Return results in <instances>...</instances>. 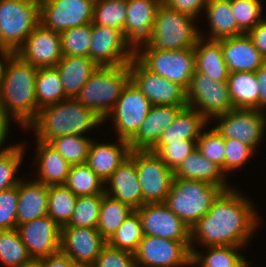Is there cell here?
<instances>
[{"label":"cell","instance_id":"cell-1","mask_svg":"<svg viewBox=\"0 0 266 267\" xmlns=\"http://www.w3.org/2000/svg\"><path fill=\"white\" fill-rule=\"evenodd\" d=\"M253 208L251 202L232 187L222 191L208 213L190 228L191 251H195L192 244L197 239L205 247L246 245L259 223Z\"/></svg>","mask_w":266,"mask_h":267},{"label":"cell","instance_id":"cell-2","mask_svg":"<svg viewBox=\"0 0 266 267\" xmlns=\"http://www.w3.org/2000/svg\"><path fill=\"white\" fill-rule=\"evenodd\" d=\"M104 121L94 110L85 107L75 98H67L45 106L26 126L33 128L37 140L49 142L63 135H83Z\"/></svg>","mask_w":266,"mask_h":267},{"label":"cell","instance_id":"cell-3","mask_svg":"<svg viewBox=\"0 0 266 267\" xmlns=\"http://www.w3.org/2000/svg\"><path fill=\"white\" fill-rule=\"evenodd\" d=\"M38 68L16 53L9 59L0 89V105L24 129L36 117L39 107L35 95Z\"/></svg>","mask_w":266,"mask_h":267},{"label":"cell","instance_id":"cell-4","mask_svg":"<svg viewBox=\"0 0 266 267\" xmlns=\"http://www.w3.org/2000/svg\"><path fill=\"white\" fill-rule=\"evenodd\" d=\"M194 20L195 17L175 11L162 2L156 11L151 34L145 42L140 43L135 48L161 50L194 48L202 38L199 34L201 32L193 24Z\"/></svg>","mask_w":266,"mask_h":267},{"label":"cell","instance_id":"cell-5","mask_svg":"<svg viewBox=\"0 0 266 267\" xmlns=\"http://www.w3.org/2000/svg\"><path fill=\"white\" fill-rule=\"evenodd\" d=\"M130 81L131 75L128 64L99 66L75 99L106 120V116L114 108L115 103Z\"/></svg>","mask_w":266,"mask_h":267},{"label":"cell","instance_id":"cell-6","mask_svg":"<svg viewBox=\"0 0 266 267\" xmlns=\"http://www.w3.org/2000/svg\"><path fill=\"white\" fill-rule=\"evenodd\" d=\"M222 191L219 186L206 181L173 178L164 204L191 228L208 213Z\"/></svg>","mask_w":266,"mask_h":267},{"label":"cell","instance_id":"cell-7","mask_svg":"<svg viewBox=\"0 0 266 267\" xmlns=\"http://www.w3.org/2000/svg\"><path fill=\"white\" fill-rule=\"evenodd\" d=\"M40 24V0H0V48L16 51Z\"/></svg>","mask_w":266,"mask_h":267},{"label":"cell","instance_id":"cell-8","mask_svg":"<svg viewBox=\"0 0 266 267\" xmlns=\"http://www.w3.org/2000/svg\"><path fill=\"white\" fill-rule=\"evenodd\" d=\"M135 48L134 57L150 72L188 89L196 71L194 48L161 50ZM141 51V52H140Z\"/></svg>","mask_w":266,"mask_h":267},{"label":"cell","instance_id":"cell-9","mask_svg":"<svg viewBox=\"0 0 266 267\" xmlns=\"http://www.w3.org/2000/svg\"><path fill=\"white\" fill-rule=\"evenodd\" d=\"M129 156L134 160L142 193V205L164 203L170 192L174 171L151 151L131 150Z\"/></svg>","mask_w":266,"mask_h":267},{"label":"cell","instance_id":"cell-10","mask_svg":"<svg viewBox=\"0 0 266 267\" xmlns=\"http://www.w3.org/2000/svg\"><path fill=\"white\" fill-rule=\"evenodd\" d=\"M137 267H183L192 265L190 241L144 235L134 253Z\"/></svg>","mask_w":266,"mask_h":267},{"label":"cell","instance_id":"cell-11","mask_svg":"<svg viewBox=\"0 0 266 267\" xmlns=\"http://www.w3.org/2000/svg\"><path fill=\"white\" fill-rule=\"evenodd\" d=\"M186 101L189 107L197 110L208 121L234 109L227 82H216L200 72H195L191 77Z\"/></svg>","mask_w":266,"mask_h":267},{"label":"cell","instance_id":"cell-12","mask_svg":"<svg viewBox=\"0 0 266 267\" xmlns=\"http://www.w3.org/2000/svg\"><path fill=\"white\" fill-rule=\"evenodd\" d=\"M152 106L147 97L130 81L106 118L112 117L118 139L129 141L139 130Z\"/></svg>","mask_w":266,"mask_h":267},{"label":"cell","instance_id":"cell-13","mask_svg":"<svg viewBox=\"0 0 266 267\" xmlns=\"http://www.w3.org/2000/svg\"><path fill=\"white\" fill-rule=\"evenodd\" d=\"M95 0H40V24L62 33L92 23Z\"/></svg>","mask_w":266,"mask_h":267},{"label":"cell","instance_id":"cell-14","mask_svg":"<svg viewBox=\"0 0 266 267\" xmlns=\"http://www.w3.org/2000/svg\"><path fill=\"white\" fill-rule=\"evenodd\" d=\"M134 52L135 48L120 30L92 23L88 57L98 66L129 64L134 58Z\"/></svg>","mask_w":266,"mask_h":267},{"label":"cell","instance_id":"cell-15","mask_svg":"<svg viewBox=\"0 0 266 267\" xmlns=\"http://www.w3.org/2000/svg\"><path fill=\"white\" fill-rule=\"evenodd\" d=\"M256 109H231L215 116L219 119L214 129L224 139H237L251 146L254 150L264 136L266 113Z\"/></svg>","mask_w":266,"mask_h":267},{"label":"cell","instance_id":"cell-16","mask_svg":"<svg viewBox=\"0 0 266 267\" xmlns=\"http://www.w3.org/2000/svg\"><path fill=\"white\" fill-rule=\"evenodd\" d=\"M128 66L131 81L152 105H188L186 90L179 84L150 72L135 57Z\"/></svg>","mask_w":266,"mask_h":267},{"label":"cell","instance_id":"cell-17","mask_svg":"<svg viewBox=\"0 0 266 267\" xmlns=\"http://www.w3.org/2000/svg\"><path fill=\"white\" fill-rule=\"evenodd\" d=\"M144 235L190 241V228L164 203H146L135 209Z\"/></svg>","mask_w":266,"mask_h":267},{"label":"cell","instance_id":"cell-18","mask_svg":"<svg viewBox=\"0 0 266 267\" xmlns=\"http://www.w3.org/2000/svg\"><path fill=\"white\" fill-rule=\"evenodd\" d=\"M106 244L97 228L61 227L60 251L76 265H93Z\"/></svg>","mask_w":266,"mask_h":267},{"label":"cell","instance_id":"cell-19","mask_svg":"<svg viewBox=\"0 0 266 267\" xmlns=\"http://www.w3.org/2000/svg\"><path fill=\"white\" fill-rule=\"evenodd\" d=\"M32 259H42L60 251L61 227L49 216L17 226Z\"/></svg>","mask_w":266,"mask_h":267},{"label":"cell","instance_id":"cell-20","mask_svg":"<svg viewBox=\"0 0 266 267\" xmlns=\"http://www.w3.org/2000/svg\"><path fill=\"white\" fill-rule=\"evenodd\" d=\"M16 54L37 68L55 67L63 57L61 35L39 24L29 34Z\"/></svg>","mask_w":266,"mask_h":267},{"label":"cell","instance_id":"cell-21","mask_svg":"<svg viewBox=\"0 0 266 267\" xmlns=\"http://www.w3.org/2000/svg\"><path fill=\"white\" fill-rule=\"evenodd\" d=\"M186 106L188 105H153L137 133L128 141L130 150L150 151Z\"/></svg>","mask_w":266,"mask_h":267},{"label":"cell","instance_id":"cell-22","mask_svg":"<svg viewBox=\"0 0 266 267\" xmlns=\"http://www.w3.org/2000/svg\"><path fill=\"white\" fill-rule=\"evenodd\" d=\"M229 72H255L266 62L247 34L218 40Z\"/></svg>","mask_w":266,"mask_h":267},{"label":"cell","instance_id":"cell-23","mask_svg":"<svg viewBox=\"0 0 266 267\" xmlns=\"http://www.w3.org/2000/svg\"><path fill=\"white\" fill-rule=\"evenodd\" d=\"M127 17L123 35L135 48L151 34L156 11L162 0H126Z\"/></svg>","mask_w":266,"mask_h":267},{"label":"cell","instance_id":"cell-24","mask_svg":"<svg viewBox=\"0 0 266 267\" xmlns=\"http://www.w3.org/2000/svg\"><path fill=\"white\" fill-rule=\"evenodd\" d=\"M109 184L105 194L112 198L128 204L132 209L142 206L141 186L136 171L134 160L128 156L120 166L105 181Z\"/></svg>","mask_w":266,"mask_h":267},{"label":"cell","instance_id":"cell-25","mask_svg":"<svg viewBox=\"0 0 266 267\" xmlns=\"http://www.w3.org/2000/svg\"><path fill=\"white\" fill-rule=\"evenodd\" d=\"M92 140L87 157V164L100 179L105 181L129 156L130 148L126 140L119 138V143H95Z\"/></svg>","mask_w":266,"mask_h":267},{"label":"cell","instance_id":"cell-26","mask_svg":"<svg viewBox=\"0 0 266 267\" xmlns=\"http://www.w3.org/2000/svg\"><path fill=\"white\" fill-rule=\"evenodd\" d=\"M48 189L37 179L19 182L17 226L48 215Z\"/></svg>","mask_w":266,"mask_h":267},{"label":"cell","instance_id":"cell-27","mask_svg":"<svg viewBox=\"0 0 266 267\" xmlns=\"http://www.w3.org/2000/svg\"><path fill=\"white\" fill-rule=\"evenodd\" d=\"M209 121L192 107H184L175 121L162 133L156 145L150 150L155 153L162 145L183 140H198L205 125Z\"/></svg>","mask_w":266,"mask_h":267},{"label":"cell","instance_id":"cell-28","mask_svg":"<svg viewBox=\"0 0 266 267\" xmlns=\"http://www.w3.org/2000/svg\"><path fill=\"white\" fill-rule=\"evenodd\" d=\"M55 67L59 72L65 95L75 98L99 66L86 56L63 55Z\"/></svg>","mask_w":266,"mask_h":267},{"label":"cell","instance_id":"cell-29","mask_svg":"<svg viewBox=\"0 0 266 267\" xmlns=\"http://www.w3.org/2000/svg\"><path fill=\"white\" fill-rule=\"evenodd\" d=\"M224 175L219 166L204 157L197 149L174 170V178L206 181L219 186L223 191L230 189Z\"/></svg>","mask_w":266,"mask_h":267},{"label":"cell","instance_id":"cell-30","mask_svg":"<svg viewBox=\"0 0 266 267\" xmlns=\"http://www.w3.org/2000/svg\"><path fill=\"white\" fill-rule=\"evenodd\" d=\"M205 41L202 36L194 47L195 72L208 75L216 82H227L230 72L224 61L221 43L218 40Z\"/></svg>","mask_w":266,"mask_h":267},{"label":"cell","instance_id":"cell-31","mask_svg":"<svg viewBox=\"0 0 266 267\" xmlns=\"http://www.w3.org/2000/svg\"><path fill=\"white\" fill-rule=\"evenodd\" d=\"M37 181L47 185H65L71 165L48 143L37 140Z\"/></svg>","mask_w":266,"mask_h":267},{"label":"cell","instance_id":"cell-32","mask_svg":"<svg viewBox=\"0 0 266 267\" xmlns=\"http://www.w3.org/2000/svg\"><path fill=\"white\" fill-rule=\"evenodd\" d=\"M227 85L234 108L259 110L260 85L255 72L230 73Z\"/></svg>","mask_w":266,"mask_h":267},{"label":"cell","instance_id":"cell-33","mask_svg":"<svg viewBox=\"0 0 266 267\" xmlns=\"http://www.w3.org/2000/svg\"><path fill=\"white\" fill-rule=\"evenodd\" d=\"M210 23L209 40H220L244 34L237 25L229 0H209L204 8Z\"/></svg>","mask_w":266,"mask_h":267},{"label":"cell","instance_id":"cell-34","mask_svg":"<svg viewBox=\"0 0 266 267\" xmlns=\"http://www.w3.org/2000/svg\"><path fill=\"white\" fill-rule=\"evenodd\" d=\"M35 95L40 109L68 98L56 67L38 68L35 79Z\"/></svg>","mask_w":266,"mask_h":267},{"label":"cell","instance_id":"cell-35","mask_svg":"<svg viewBox=\"0 0 266 267\" xmlns=\"http://www.w3.org/2000/svg\"><path fill=\"white\" fill-rule=\"evenodd\" d=\"M133 211L134 209L128 204L104 194L96 228L102 237L108 241Z\"/></svg>","mask_w":266,"mask_h":267},{"label":"cell","instance_id":"cell-36","mask_svg":"<svg viewBox=\"0 0 266 267\" xmlns=\"http://www.w3.org/2000/svg\"><path fill=\"white\" fill-rule=\"evenodd\" d=\"M207 255L199 253V251L192 252V265L198 264L201 267H248L249 262H246L244 256L237 251L236 246H207Z\"/></svg>","mask_w":266,"mask_h":267},{"label":"cell","instance_id":"cell-37","mask_svg":"<svg viewBox=\"0 0 266 267\" xmlns=\"http://www.w3.org/2000/svg\"><path fill=\"white\" fill-rule=\"evenodd\" d=\"M105 183L87 163L71 165L65 186L76 196L104 195ZM103 185V186H102Z\"/></svg>","mask_w":266,"mask_h":267},{"label":"cell","instance_id":"cell-38","mask_svg":"<svg viewBox=\"0 0 266 267\" xmlns=\"http://www.w3.org/2000/svg\"><path fill=\"white\" fill-rule=\"evenodd\" d=\"M77 197L65 185H51L48 189V215L60 226L68 224Z\"/></svg>","mask_w":266,"mask_h":267},{"label":"cell","instance_id":"cell-39","mask_svg":"<svg viewBox=\"0 0 266 267\" xmlns=\"http://www.w3.org/2000/svg\"><path fill=\"white\" fill-rule=\"evenodd\" d=\"M144 233L138 213L134 210L110 237L107 243L120 250L135 253Z\"/></svg>","mask_w":266,"mask_h":267},{"label":"cell","instance_id":"cell-40","mask_svg":"<svg viewBox=\"0 0 266 267\" xmlns=\"http://www.w3.org/2000/svg\"><path fill=\"white\" fill-rule=\"evenodd\" d=\"M31 259L17 229L0 230V260L6 267H20Z\"/></svg>","mask_w":266,"mask_h":267},{"label":"cell","instance_id":"cell-41","mask_svg":"<svg viewBox=\"0 0 266 267\" xmlns=\"http://www.w3.org/2000/svg\"><path fill=\"white\" fill-rule=\"evenodd\" d=\"M92 140L84 135H63L55 137L48 143L70 164L87 162Z\"/></svg>","mask_w":266,"mask_h":267},{"label":"cell","instance_id":"cell-42","mask_svg":"<svg viewBox=\"0 0 266 267\" xmlns=\"http://www.w3.org/2000/svg\"><path fill=\"white\" fill-rule=\"evenodd\" d=\"M126 17V0H95L93 24L118 29L123 33Z\"/></svg>","mask_w":266,"mask_h":267},{"label":"cell","instance_id":"cell-43","mask_svg":"<svg viewBox=\"0 0 266 267\" xmlns=\"http://www.w3.org/2000/svg\"><path fill=\"white\" fill-rule=\"evenodd\" d=\"M103 195L78 196L74 212L65 226L96 228Z\"/></svg>","mask_w":266,"mask_h":267},{"label":"cell","instance_id":"cell-44","mask_svg":"<svg viewBox=\"0 0 266 267\" xmlns=\"http://www.w3.org/2000/svg\"><path fill=\"white\" fill-rule=\"evenodd\" d=\"M92 23L67 29L61 35V50L63 55H89L91 43Z\"/></svg>","mask_w":266,"mask_h":267},{"label":"cell","instance_id":"cell-45","mask_svg":"<svg viewBox=\"0 0 266 267\" xmlns=\"http://www.w3.org/2000/svg\"><path fill=\"white\" fill-rule=\"evenodd\" d=\"M24 150L22 144H16L0 154V191L17 186L21 181L15 175L22 162Z\"/></svg>","mask_w":266,"mask_h":267},{"label":"cell","instance_id":"cell-46","mask_svg":"<svg viewBox=\"0 0 266 267\" xmlns=\"http://www.w3.org/2000/svg\"><path fill=\"white\" fill-rule=\"evenodd\" d=\"M231 8L238 28L245 34L264 19L261 0H231Z\"/></svg>","mask_w":266,"mask_h":267},{"label":"cell","instance_id":"cell-47","mask_svg":"<svg viewBox=\"0 0 266 267\" xmlns=\"http://www.w3.org/2000/svg\"><path fill=\"white\" fill-rule=\"evenodd\" d=\"M197 150L208 160L219 166L224 173V138L214 129L202 132L197 140Z\"/></svg>","mask_w":266,"mask_h":267},{"label":"cell","instance_id":"cell-48","mask_svg":"<svg viewBox=\"0 0 266 267\" xmlns=\"http://www.w3.org/2000/svg\"><path fill=\"white\" fill-rule=\"evenodd\" d=\"M197 149V140H183L162 145L155 154L173 171L182 161Z\"/></svg>","mask_w":266,"mask_h":267},{"label":"cell","instance_id":"cell-49","mask_svg":"<svg viewBox=\"0 0 266 267\" xmlns=\"http://www.w3.org/2000/svg\"><path fill=\"white\" fill-rule=\"evenodd\" d=\"M18 185L0 191V230L17 229Z\"/></svg>","mask_w":266,"mask_h":267},{"label":"cell","instance_id":"cell-50","mask_svg":"<svg viewBox=\"0 0 266 267\" xmlns=\"http://www.w3.org/2000/svg\"><path fill=\"white\" fill-rule=\"evenodd\" d=\"M225 158H224V174L227 171H234L242 167L247 160L254 154V149L237 139H224Z\"/></svg>","mask_w":266,"mask_h":267},{"label":"cell","instance_id":"cell-51","mask_svg":"<svg viewBox=\"0 0 266 267\" xmlns=\"http://www.w3.org/2000/svg\"><path fill=\"white\" fill-rule=\"evenodd\" d=\"M93 267H137L134 253L120 250L108 243L97 256Z\"/></svg>","mask_w":266,"mask_h":267},{"label":"cell","instance_id":"cell-52","mask_svg":"<svg viewBox=\"0 0 266 267\" xmlns=\"http://www.w3.org/2000/svg\"><path fill=\"white\" fill-rule=\"evenodd\" d=\"M209 0H162L168 7L195 17L205 8Z\"/></svg>","mask_w":266,"mask_h":267},{"label":"cell","instance_id":"cell-53","mask_svg":"<svg viewBox=\"0 0 266 267\" xmlns=\"http://www.w3.org/2000/svg\"><path fill=\"white\" fill-rule=\"evenodd\" d=\"M257 50L266 58V19L260 21L247 33Z\"/></svg>","mask_w":266,"mask_h":267},{"label":"cell","instance_id":"cell-54","mask_svg":"<svg viewBox=\"0 0 266 267\" xmlns=\"http://www.w3.org/2000/svg\"><path fill=\"white\" fill-rule=\"evenodd\" d=\"M73 260L61 251L42 258V267H77Z\"/></svg>","mask_w":266,"mask_h":267},{"label":"cell","instance_id":"cell-55","mask_svg":"<svg viewBox=\"0 0 266 267\" xmlns=\"http://www.w3.org/2000/svg\"><path fill=\"white\" fill-rule=\"evenodd\" d=\"M255 76L260 85L259 90V111H263L266 106V62L261 65L256 71Z\"/></svg>","mask_w":266,"mask_h":267},{"label":"cell","instance_id":"cell-56","mask_svg":"<svg viewBox=\"0 0 266 267\" xmlns=\"http://www.w3.org/2000/svg\"><path fill=\"white\" fill-rule=\"evenodd\" d=\"M10 114L7 112V110L0 105V148L2 144L4 143V140H6V137L9 133V116ZM16 145H10L9 147H6L2 150H0V154L3 152L13 148Z\"/></svg>","mask_w":266,"mask_h":267},{"label":"cell","instance_id":"cell-57","mask_svg":"<svg viewBox=\"0 0 266 267\" xmlns=\"http://www.w3.org/2000/svg\"><path fill=\"white\" fill-rule=\"evenodd\" d=\"M15 54V52L8 50V49H4V48H0V55L2 57V59H0V89L4 80V74H5V69L7 66V63L9 61V59ZM5 62V63H4Z\"/></svg>","mask_w":266,"mask_h":267},{"label":"cell","instance_id":"cell-58","mask_svg":"<svg viewBox=\"0 0 266 267\" xmlns=\"http://www.w3.org/2000/svg\"><path fill=\"white\" fill-rule=\"evenodd\" d=\"M20 267H42V259H31Z\"/></svg>","mask_w":266,"mask_h":267},{"label":"cell","instance_id":"cell-59","mask_svg":"<svg viewBox=\"0 0 266 267\" xmlns=\"http://www.w3.org/2000/svg\"><path fill=\"white\" fill-rule=\"evenodd\" d=\"M77 267H93L92 265H78Z\"/></svg>","mask_w":266,"mask_h":267}]
</instances>
